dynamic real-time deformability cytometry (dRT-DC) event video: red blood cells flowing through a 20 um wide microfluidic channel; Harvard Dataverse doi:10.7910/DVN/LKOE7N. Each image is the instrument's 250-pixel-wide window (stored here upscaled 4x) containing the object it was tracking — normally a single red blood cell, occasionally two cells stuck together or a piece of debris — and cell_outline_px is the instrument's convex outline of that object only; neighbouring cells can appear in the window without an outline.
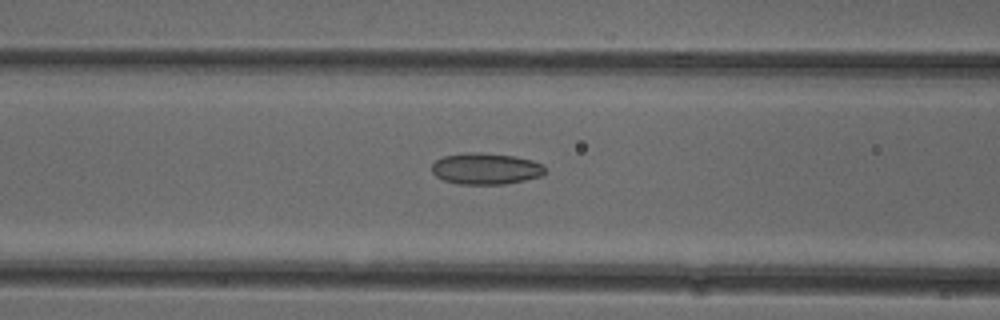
{"species": "common noctule bat (a hibernating species)", "species_latin": "Nyctalus noctula", "temperature_condition": "cold", "stored_images_in_passage": 37, "camera_frame_rate_fps": 3000, "um_per_image_px": 0.085, "animal": {"sex": "female"}, "frame": {"image": 1, "passage_image": 6, "time_ms": 1.667, "image_size_px": [1000, 320], "cell_outline_px": [[544, 172], [540, 176], [524, 180], [504, 184], [456, 184], [444, 180], [436, 176], [432, 172], [432, 164], [436, 160], [444, 156], [468, 152], [480, 152], [516, 156], [532, 160], [544, 164]], "centroid_in_image_um": [41.28, 14.33], "position_along_channel_um": 125.3, "area_um2": 20.75}}
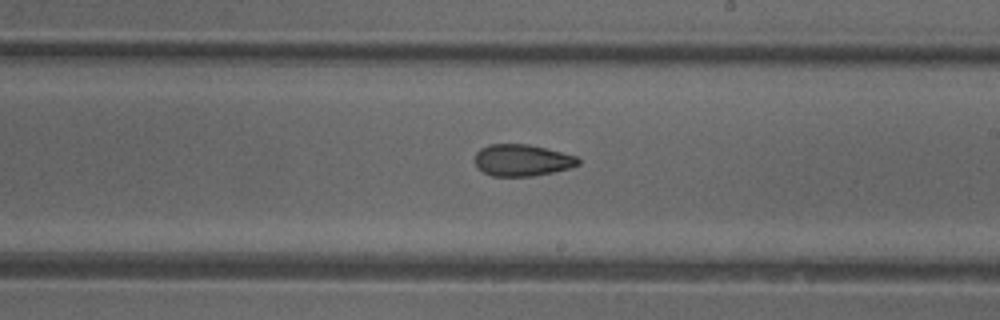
{"frame": {"image": 2, "passage_image": 15, "time_ms": 4.667, "image_size_px": [1000, 320], "cell_outline_px": [[580, 164], [568, 168], [552, 172], [532, 176], [492, 176], [476, 168], [476, 152], [480, 148], [488, 144], [528, 144], [576, 156], [580, 160]], "centroid_in_image_um": [44.34, 13.62], "position_along_channel_um": 244.7, "area_um2": 18.96}}
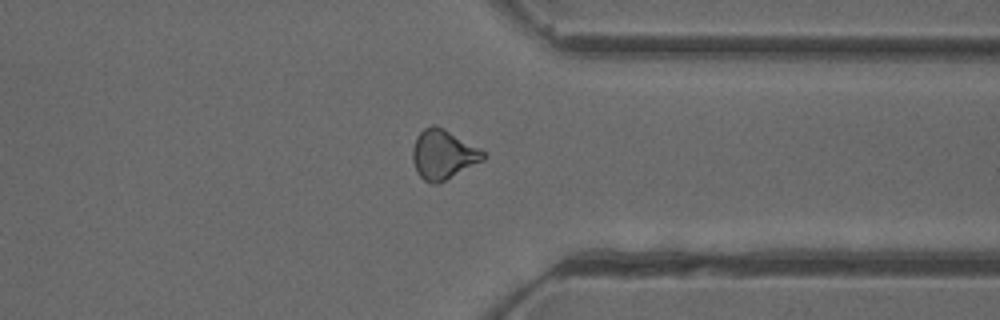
{"frame": {"image": 3, "passage_image": 25, "time_ms": 8.0, "image_size_px": [1000, 320], "cell_outline_px": [[484, 160], [436, 184], [432, 184], [424, 180], [416, 172], [412, 160], [412, 148], [416, 136], [424, 128], [432, 124], [436, 124], [444, 128], [480, 148], [484, 152]], "centroid_in_image_um": [37.63, 13.11], "position_along_channel_um": 373.8, "area_um2": 20.35}, "authors_computed_cell_mechanics": {"area_um2": 19.7098, "velocity_mm_per_s": 3.9739, "shape_relaxation_time_tau1_ms": null, "shape_relaxation_time_tau2_ms": 4.2109, "deformation_change_tau1": null, "deformation_change_tau2": 0.1238}}